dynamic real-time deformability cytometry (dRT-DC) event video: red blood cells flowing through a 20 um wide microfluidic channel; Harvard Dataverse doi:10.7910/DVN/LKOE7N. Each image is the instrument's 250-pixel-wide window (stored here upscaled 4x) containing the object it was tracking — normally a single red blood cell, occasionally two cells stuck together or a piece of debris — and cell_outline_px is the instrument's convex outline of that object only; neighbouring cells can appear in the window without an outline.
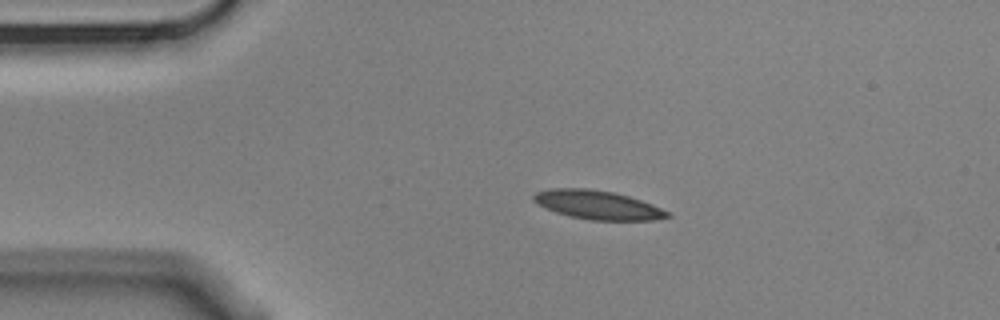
{"species": "Egyptian fruit bat (a non-hibernating species)", "species_latin": "Rousettus aegyptiacus", "temperature_condition": "cold", "stored_images_in_passage": 3, "camera_frame_rate_fps": 3000, "um_per_image_px": 0.085, "animal": {"sex": "male"}, "frame": {"image": 1, "passage_image": 2, "time_ms": 0.333, "image_size_px": [1000, 320], "cell_outline_px": [[672, 216], [652, 220], [588, 220], [568, 216], [556, 212], [532, 200], [532, 196], [536, 192], [548, 188], [588, 188], [612, 192], [628, 196], [652, 204], [672, 212]], "centroid_in_image_um": [50.82, 17.42], "position_along_channel_um": 34.2, "area_um2": 22.48}}